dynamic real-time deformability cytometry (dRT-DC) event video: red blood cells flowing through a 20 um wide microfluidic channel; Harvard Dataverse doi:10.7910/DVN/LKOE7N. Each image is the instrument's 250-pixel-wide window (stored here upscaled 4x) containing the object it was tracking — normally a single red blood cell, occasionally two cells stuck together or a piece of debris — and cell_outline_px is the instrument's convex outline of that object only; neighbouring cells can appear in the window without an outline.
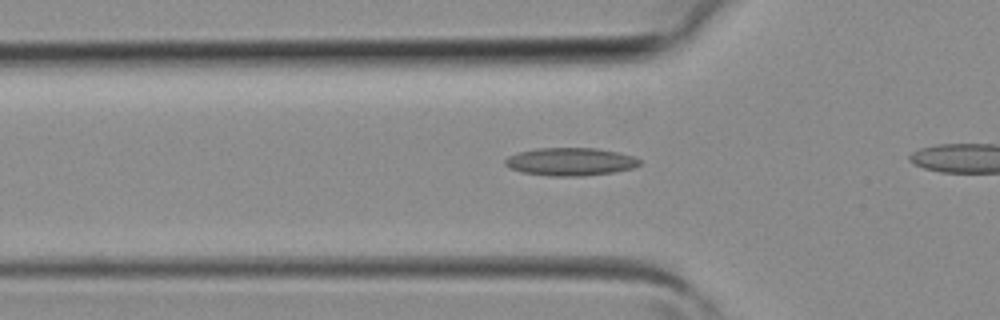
{"species": "common noctule bat (a hibernating species)", "species_latin": "Nyctalus noctula", "temperature_condition": "room temperature", "stored_images_in_passage": 25, "camera_frame_rate_fps": 3000, "um_per_image_px": 0.085, "animal": {"sex": "female", "body_mass_g": 19.3, "forearm_length_mm": 54.1}, "frame": {"image": 1, "passage_image": 6, "time_ms": 1.667, "image_size_px": [1000, 320], "cell_outline_px": [[640, 164], [632, 168], [612, 172], [580, 176], [552, 176], [524, 172], [508, 168], [504, 164], [504, 160], [508, 156], [516, 152], [536, 148], [596, 148], [620, 152], [632, 156], [640, 160]], "centroid_in_image_um": [48.44, 13.73], "position_along_channel_um": 77.4, "area_um2": 21.85}}
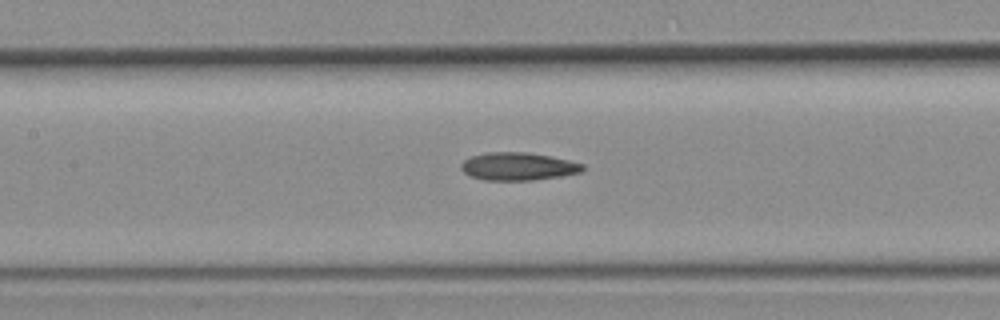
{"frame": {"image": 2, "passage_image": 11, "time_ms": 3.333, "image_size_px": [1000, 320], "cell_outline_px": [[584, 168], [580, 172], [560, 176], [532, 180], [484, 180], [472, 176], [464, 172], [460, 168], [460, 164], [464, 160], [472, 156], [488, 152], [528, 152], [552, 156], [584, 164]], "centroid_in_image_um": [44.03, 14.14], "position_along_channel_um": 163.4, "area_um2": 19.65}}
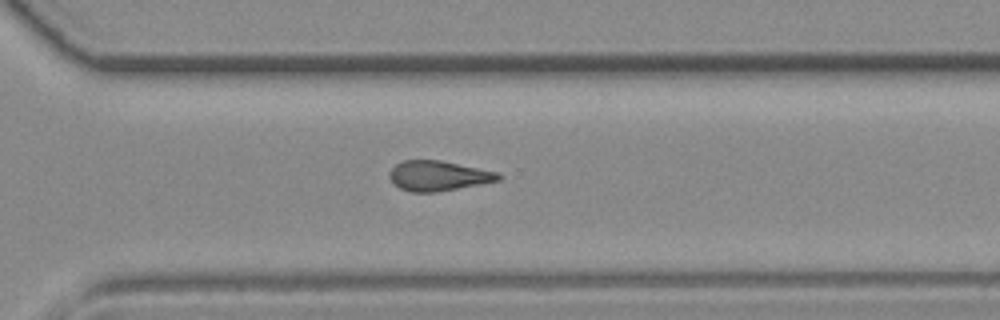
{"frame": {"image": 3, "passage_image": 21, "time_ms": 6.667, "image_size_px": [1000, 320], "cell_outline_px": [[500, 180], [480, 184], [436, 192], [412, 192], [400, 188], [388, 176], [388, 172], [396, 164], [404, 160], [440, 160], [500, 172]], "centroid_in_image_um": [37.26, 14.93], "position_along_channel_um": 333.3, "area_um2": 18.96}}